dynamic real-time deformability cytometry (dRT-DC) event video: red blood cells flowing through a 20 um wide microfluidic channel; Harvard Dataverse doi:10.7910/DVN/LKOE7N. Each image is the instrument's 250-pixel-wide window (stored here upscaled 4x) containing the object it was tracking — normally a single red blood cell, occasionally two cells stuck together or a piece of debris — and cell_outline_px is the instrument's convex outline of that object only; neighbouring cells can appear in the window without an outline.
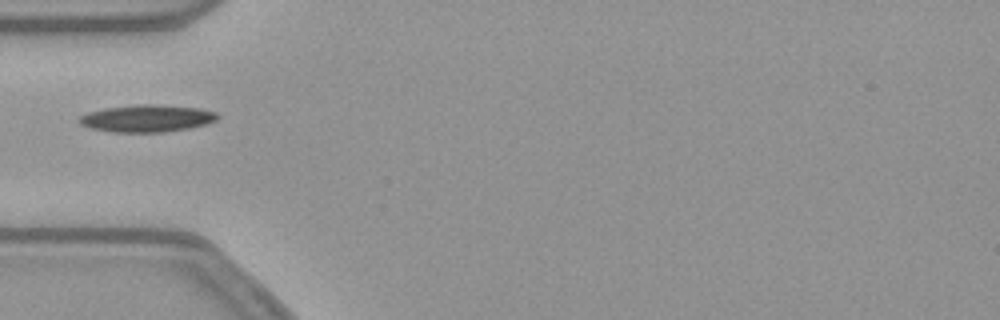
{"species": "common noctule bat (a hibernating species)", "species_latin": "Nyctalus noctula", "temperature_condition": "warm", "stored_images_in_passage": 22, "camera_frame_rate_fps": 3000, "um_per_image_px": 0.085, "animal": {"sex": "female", "body_mass_g": 21.9}, "frame": {"image": 1, "passage_image": 1, "time_ms": 0.0, "image_size_px": [1000, 320], "cell_outline_px": [[220, 116], [216, 120], [208, 124], [188, 128], [164, 132], [112, 132], [92, 128], [80, 124], [76, 120], [80, 116], [88, 112], [104, 108], [140, 104], [152, 104], [200, 108], [216, 112]], "centroid_in_image_um": [12.49, 10.06], "position_along_channel_um": 72.5, "area_um2": 21.96}}
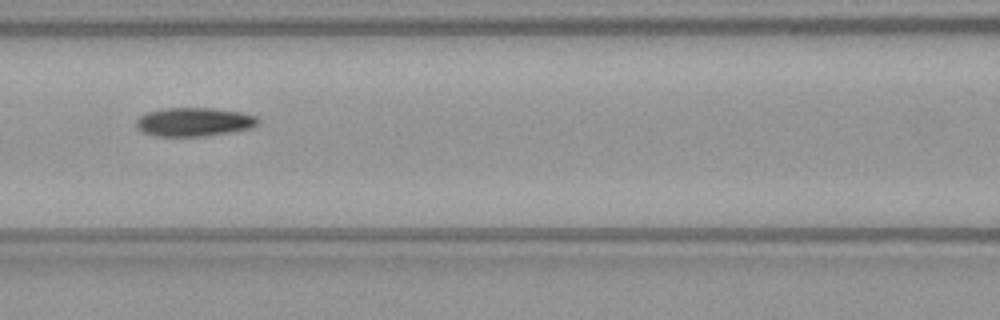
{"frame": {"image": 2, "passage_image": 7, "time_ms": 2.0, "image_size_px": [1000, 320], "cell_outline_px": [[260, 124], [252, 128], [208, 136], [152, 136], [136, 128], [136, 120], [140, 116], [148, 112], [164, 108], [212, 108], [240, 112], [256, 116], [260, 120]], "centroid_in_image_um": [16.51, 10.37], "position_along_channel_um": 150.1, "area_um2": 20.52}}
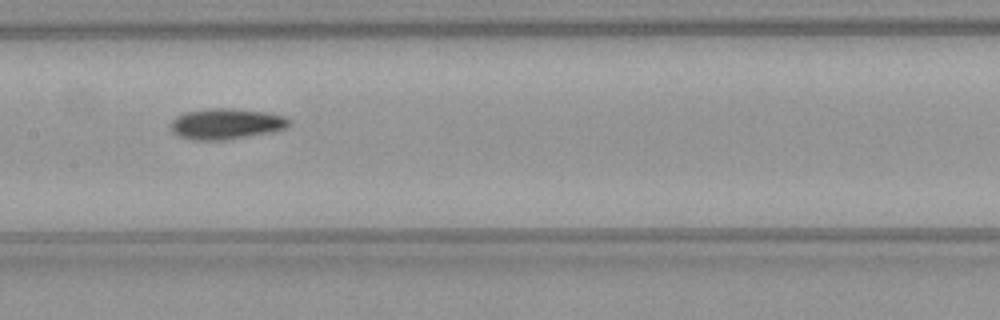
{"frame": {"image": 3, "passage_image": 10, "time_ms": 3.0, "image_size_px": [1000, 320], "cell_outline_px": [[292, 120], [284, 128], [272, 132], [224, 140], [192, 140], [180, 136], [172, 132], [168, 128], [172, 120], [176, 116], [188, 112], [204, 108], [232, 108], [264, 112], [288, 116]], "centroid_in_image_um": [19.2, 10.52], "position_along_channel_um": 188.2, "area_um2": 21.39}}